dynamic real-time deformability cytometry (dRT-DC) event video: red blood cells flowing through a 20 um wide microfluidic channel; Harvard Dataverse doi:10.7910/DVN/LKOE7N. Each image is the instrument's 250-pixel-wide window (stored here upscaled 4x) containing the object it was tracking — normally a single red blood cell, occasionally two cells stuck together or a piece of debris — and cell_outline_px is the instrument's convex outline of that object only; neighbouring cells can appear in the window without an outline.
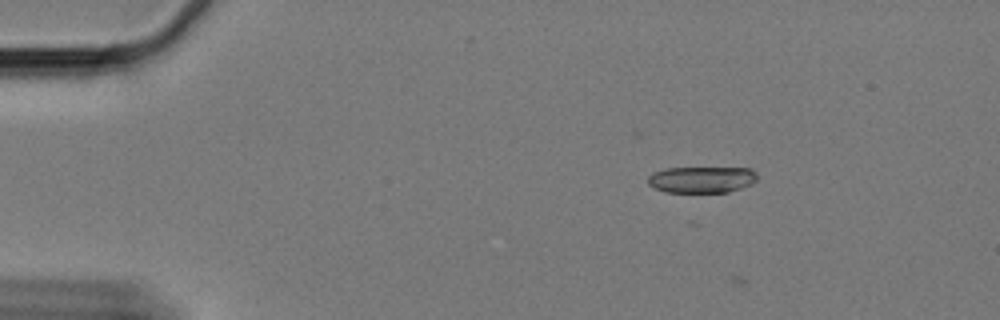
{"species": "Egyptian fruit bat (a non-hibernating species)", "species_latin": "Rousettus aegyptiacus", "temperature_condition": "cold", "stored_images_in_passage": 11, "camera_frame_rate_fps": 3000, "um_per_image_px": 0.085, "animal": {"sex": "female"}, "frame": {"image": 1, "passage_image": 9, "time_ms": 2.667, "image_size_px": [1000, 320], "cell_outline_px": [[756, 180], [752, 184], [728, 192], [664, 192], [652, 188], [648, 184], [648, 176], [652, 172], [664, 168], [748, 168], [756, 172]], "centroid_in_image_um": [59.59, 15.26], "position_along_channel_um": 25.4, "area_um2": 16.94}}